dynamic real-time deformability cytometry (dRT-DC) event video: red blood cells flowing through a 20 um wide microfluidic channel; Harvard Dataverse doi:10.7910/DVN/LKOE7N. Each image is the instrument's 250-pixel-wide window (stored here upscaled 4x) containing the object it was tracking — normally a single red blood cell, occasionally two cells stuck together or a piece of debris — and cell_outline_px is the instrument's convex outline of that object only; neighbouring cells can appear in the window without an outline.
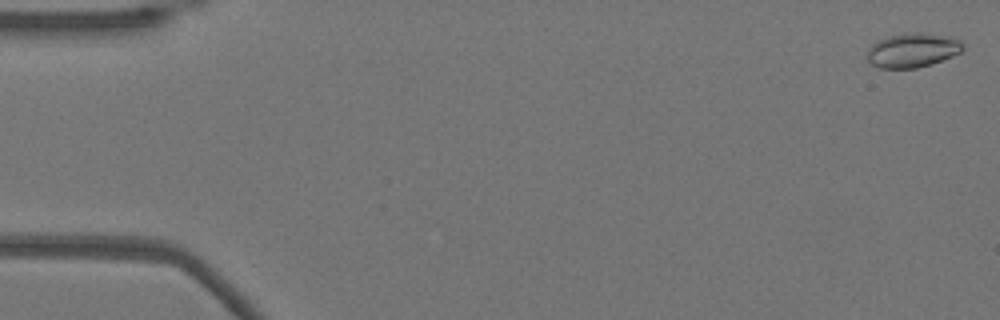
{"species": "Egyptian fruit bat (a non-hibernating species)", "species_latin": "Rousettus aegyptiacus", "temperature_condition": "warm", "stored_images_in_passage": 53, "camera_frame_rate_fps": 3000, "um_per_image_px": 0.085, "animal": {"sex": "female"}, "frame": {"image": 1, "passage_image": 1, "time_ms": 0.0, "image_size_px": [1000, 320], "cell_outline_px": [[964, 48], [960, 52], [952, 56], [916, 68], [880, 68], [872, 64], [868, 60], [868, 48], [872, 44], [888, 36], [904, 32], [920, 32], [944, 36], [960, 40], [964, 44]], "centroid_in_image_um": [77.55, 4.25], "position_along_channel_um": 7.4, "area_um2": 18.9}}
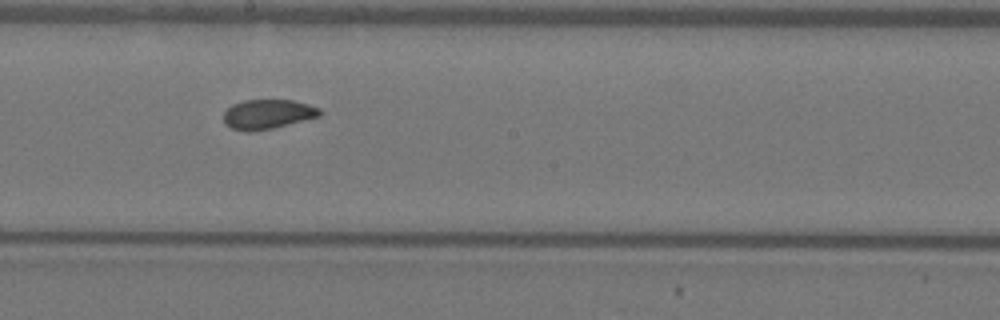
{"frame": {"image": 2, "passage_image": 29, "time_ms": 9.333, "image_size_px": [1000, 320], "cell_outline_px": [[320, 116], [272, 128], [252, 132], [248, 132], [232, 128], [224, 124], [224, 112], [232, 104], [244, 100], [292, 100], [308, 104], [320, 108]], "centroid_in_image_um": [22.72, 9.7], "position_along_channel_um": 225.5, "area_um2": 16.47}}
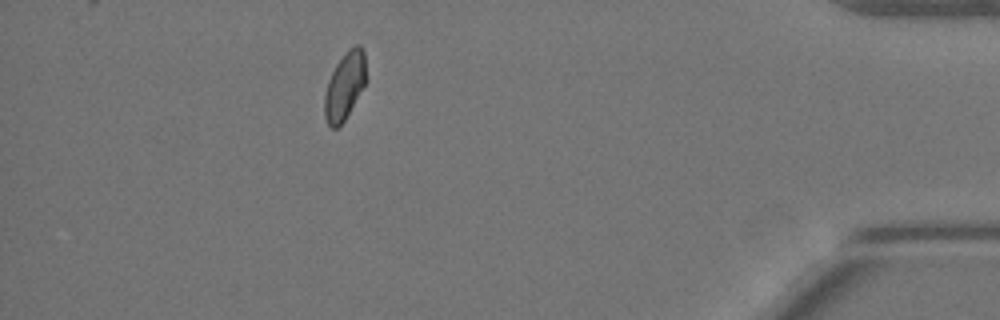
{"frame": {"image": 3, "passage_image": 47, "time_ms": 15.333, "image_size_px": [1000, 320], "cell_outline_px": [[368, 80], [344, 120], [336, 128], [332, 128], [328, 124], [324, 116], [324, 96], [328, 80], [336, 64], [348, 48], [356, 44], [360, 44], [364, 52]], "centroid_in_image_um": [29.32, 7.26], "position_along_channel_um": 405.9, "area_um2": 16.53}, "authors_computed_cell_mechanics": {"area_um2": 17.2244, "velocity_mm_per_s": 3.8586, "shape_relaxation_time_tau1_ms": 6.6759, "shape_relaxation_time_tau2_ms": null, "deformation_change_tau1": 0.1399, "deformation_change_tau2": null}}